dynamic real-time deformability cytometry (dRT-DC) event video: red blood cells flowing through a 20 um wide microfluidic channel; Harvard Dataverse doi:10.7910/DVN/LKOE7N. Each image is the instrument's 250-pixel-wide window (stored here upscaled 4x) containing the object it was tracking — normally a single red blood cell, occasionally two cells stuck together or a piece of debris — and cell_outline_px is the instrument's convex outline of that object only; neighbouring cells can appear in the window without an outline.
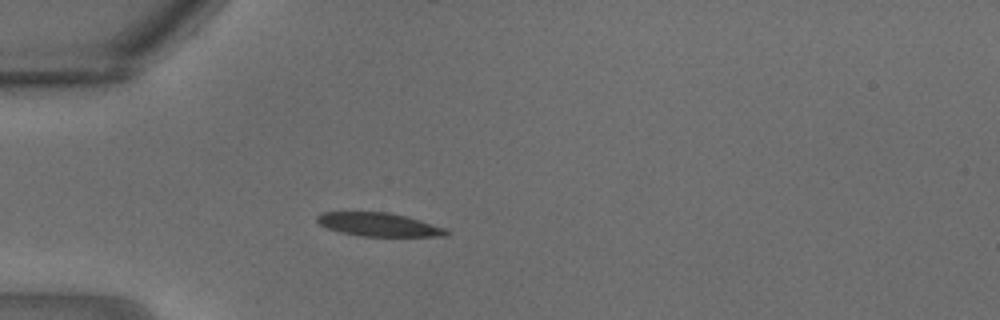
{"species": "common noctule bat (a hibernating species)", "species_latin": "Nyctalus noctula", "temperature_condition": "warm", "stored_images_in_passage": 26, "camera_frame_rate_fps": 3000, "um_per_image_px": 0.085, "animal": {"sex": "male", "body_mass_g": 18.8}, "frame": {"image": 1, "passage_image": 8, "time_ms": 2.333, "image_size_px": [1000, 320], "cell_outline_px": [[452, 232], [448, 236], [360, 236], [340, 232], [328, 228], [320, 224], [316, 220], [316, 216], [320, 212], [388, 212], [408, 216], [444, 228]], "centroid_in_image_um": [32.2, 19.08], "position_along_channel_um": 52.8, "area_um2": 17.74}}
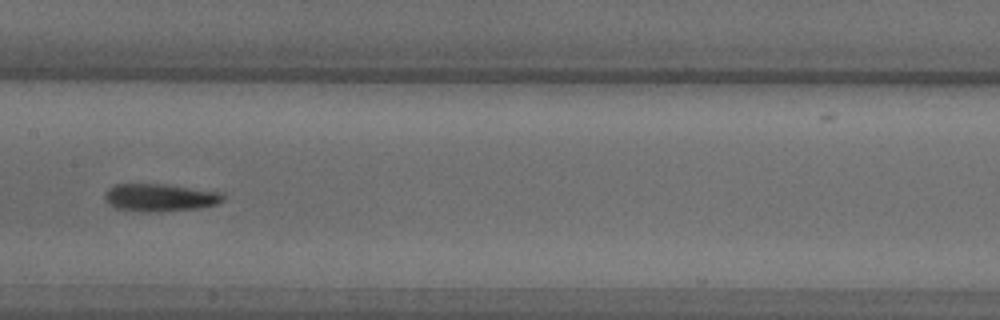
{"frame": {"image": 2, "passage_image": 15, "time_ms": 4.667, "image_size_px": [1000, 320], "cell_outline_px": [[224, 200], [216, 204], [196, 208], [160, 212], [148, 212], [116, 208], [108, 204], [104, 200], [104, 192], [108, 188], [116, 184], [168, 184], [220, 192], [224, 196]], "centroid_in_image_um": [13.55, 16.78], "position_along_channel_um": 193.8, "area_um2": 19.13}}
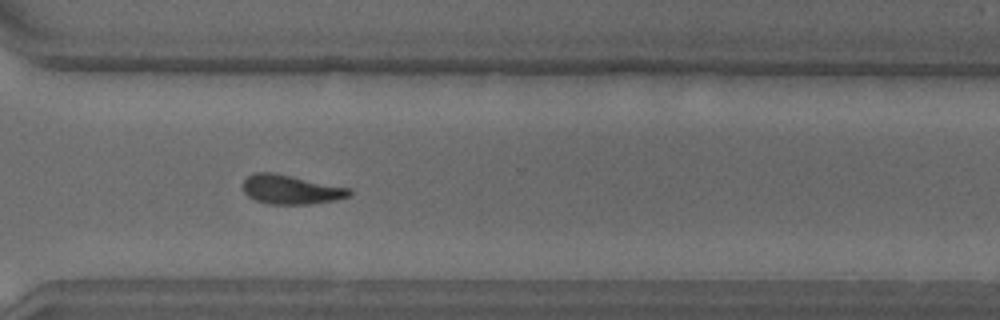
{"frame": {"image": 3, "passage_image": 22, "time_ms": 7.0, "image_size_px": [1000, 320], "cell_outline_px": [[352, 192], [348, 196], [332, 200], [308, 204], [268, 204], [256, 200], [248, 196], [244, 192], [244, 180], [248, 176], [256, 172], [272, 172], [352, 188]], "centroid_in_image_um": [24.72, 16.1], "position_along_channel_um": 345.9, "area_um2": 17.92}}